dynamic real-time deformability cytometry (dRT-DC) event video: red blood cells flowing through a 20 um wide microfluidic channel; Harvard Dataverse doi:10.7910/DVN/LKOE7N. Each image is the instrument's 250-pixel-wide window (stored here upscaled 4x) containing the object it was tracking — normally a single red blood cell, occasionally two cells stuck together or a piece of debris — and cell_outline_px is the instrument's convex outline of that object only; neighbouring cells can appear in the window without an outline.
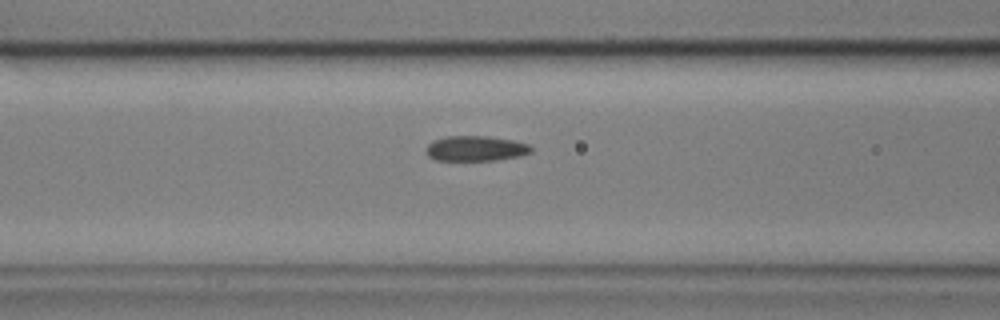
{"species": "common noctule bat (a hibernating species)", "species_latin": "Nyctalus noctula", "temperature_condition": "cold", "stored_images_in_passage": 39, "camera_frame_rate_fps": 3000, "um_per_image_px": 0.085, "animal": {"sex": "male", "body_mass_g": 17.9, "forearm_length_mm": 54.2}, "frame": {"image": 1, "passage_image": 8, "time_ms": 2.333, "image_size_px": [1000, 320], "cell_outline_px": [[532, 152], [520, 156], [496, 160], [436, 160], [428, 156], [424, 152], [424, 148], [432, 140], [448, 136], [488, 136], [512, 140], [528, 144], [532, 148]], "centroid_in_image_um": [40.39, 12.62], "position_along_channel_um": 126.2, "area_um2": 15.55}}
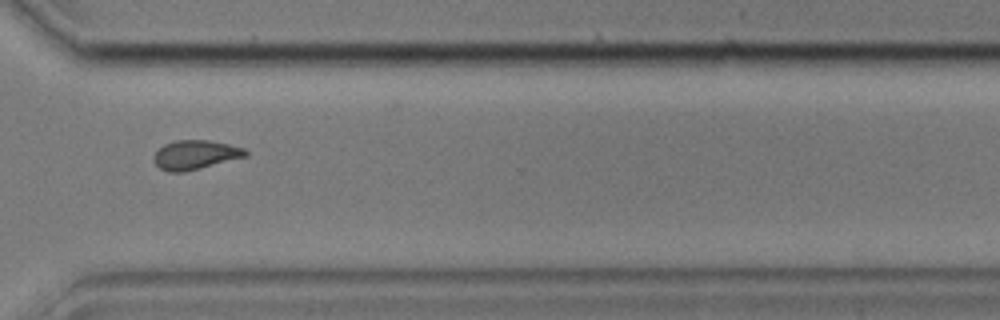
{"frame": {"image": 2, "passage_image": 27, "time_ms": 8.667, "image_size_px": [1000, 320], "cell_outline_px": [[248, 156], [184, 172], [168, 172], [160, 168], [152, 160], [152, 156], [164, 144], [176, 140], [208, 140], [228, 144], [244, 148], [248, 152]], "centroid_in_image_um": [16.59, 13.16], "position_along_channel_um": 354.0, "area_um2": 15.61}}
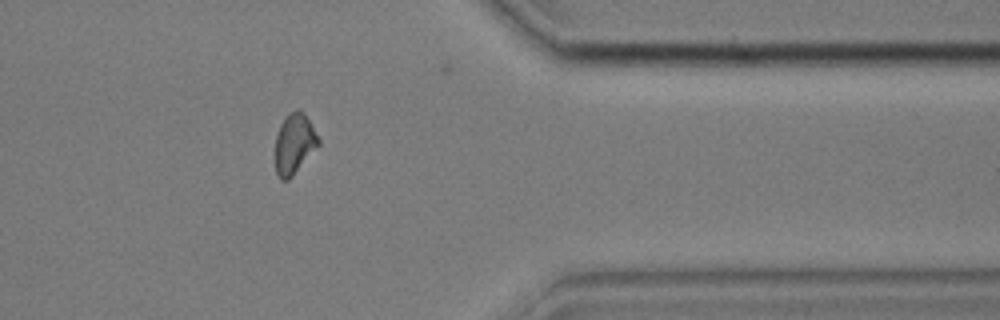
{"frame": {"image": 3, "passage_image": 31, "time_ms": 10.0, "image_size_px": [1000, 320], "cell_outline_px": [[320, 144], [292, 176], [288, 180], [280, 180], [276, 172], [276, 136], [280, 124], [296, 108], [300, 108], [304, 112], [320, 140]], "centroid_in_image_um": [25.02, 12.22], "position_along_channel_um": 386.4, "area_um2": 14.97}, "authors_computed_cell_mechanics": {"area_um2": 15.606, "velocity_mm_per_s": 3.5988, "shape_relaxation_time_tau1_ms": 4.3883, "shape_relaxation_time_tau2_ms": 2.2666, "deformation_change_tau1": 0.0975, "deformation_change_tau2": 0.0621}}